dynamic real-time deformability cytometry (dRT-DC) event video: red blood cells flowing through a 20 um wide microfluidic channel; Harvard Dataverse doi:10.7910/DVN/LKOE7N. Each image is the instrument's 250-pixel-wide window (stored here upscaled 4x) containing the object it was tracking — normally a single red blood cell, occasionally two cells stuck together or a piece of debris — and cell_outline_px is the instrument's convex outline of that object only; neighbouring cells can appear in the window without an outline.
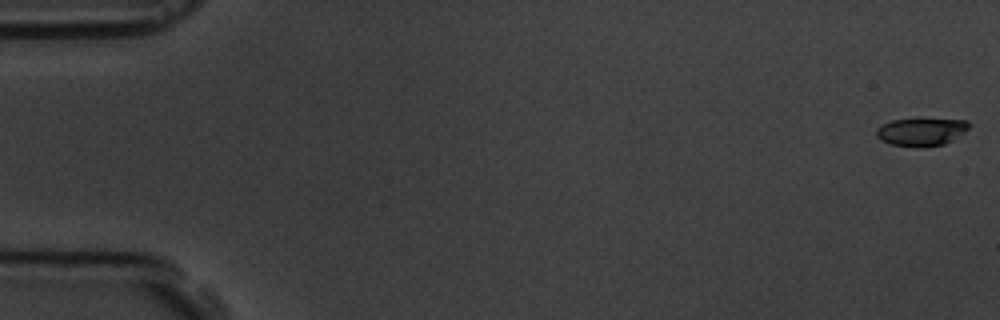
{"species": "common noctule bat (a hibernating species)", "species_latin": "Nyctalus noctula", "temperature_condition": "room temperature", "stored_images_in_passage": 6, "camera_frame_rate_fps": 3000, "um_per_image_px": 0.085, "animal": {"sex": "male", "body_mass_g": 19.5, "forearm_length_mm": 54.6}, "frame": {"image": 1, "passage_image": 1, "time_ms": 0.0, "image_size_px": [1000, 320], "cell_outline_px": [[972, 124], [964, 132], [952, 140], [944, 144], [892, 144], [880, 140], [876, 136], [876, 128], [880, 124], [892, 120], [920, 116], [968, 120]], "centroid_in_image_um": [78.33, 11.09], "position_along_channel_um": 6.7, "area_um2": 15.26}}
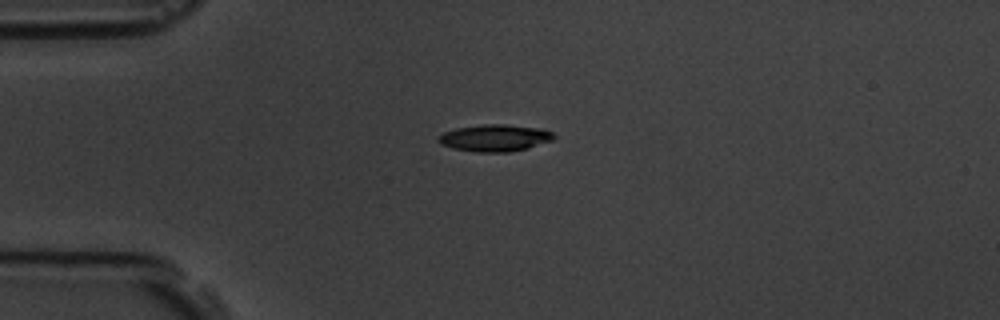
{"frame": {"image": 2, "passage_image": 5, "time_ms": 4.667, "image_size_px": [1000, 320], "cell_outline_px": [[556, 136], [552, 140], [528, 148], [508, 152], [476, 152], [452, 148], [440, 144], [436, 140], [436, 136], [444, 132], [456, 128], [484, 124], [504, 124], [540, 128], [552, 132]], "centroid_in_image_um": [42.02, 11.72], "position_along_channel_um": 43.0, "area_um2": 18.21}}